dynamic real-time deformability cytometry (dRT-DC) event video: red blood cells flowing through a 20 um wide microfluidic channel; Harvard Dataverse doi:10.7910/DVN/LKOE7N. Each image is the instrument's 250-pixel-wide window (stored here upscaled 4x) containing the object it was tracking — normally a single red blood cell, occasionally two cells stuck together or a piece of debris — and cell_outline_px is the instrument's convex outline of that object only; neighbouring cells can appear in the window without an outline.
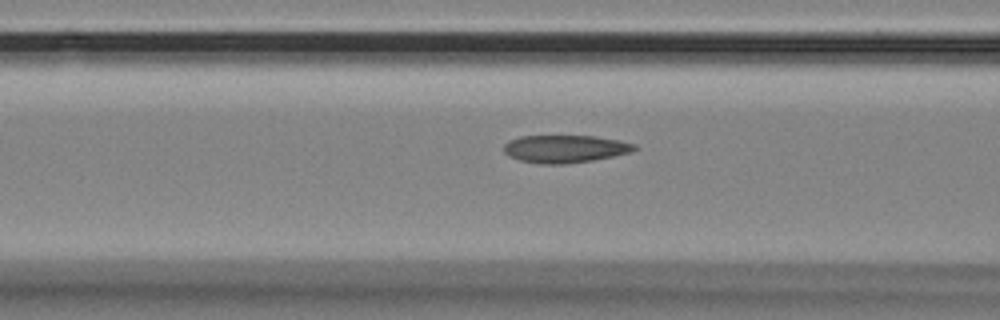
{"species": "Egyptian fruit bat (a non-hibernating species)", "species_latin": "Rousettus aegyptiacus", "temperature_condition": "room temperature", "stored_images_in_passage": 36, "camera_frame_rate_fps": 3000, "um_per_image_px": 0.085, "animal": {"sex": "female"}, "frame": {"image": 1, "passage_image": 10, "time_ms": 3.0, "image_size_px": [1000, 320], "cell_outline_px": [[636, 148], [632, 152], [592, 160], [564, 164], [540, 164], [520, 160], [508, 156], [504, 152], [504, 144], [508, 140], [520, 136], [596, 136], [620, 140], [636, 144]], "centroid_in_image_um": [48.01, 12.64], "position_along_channel_um": 118.6, "area_um2": 21.1}}
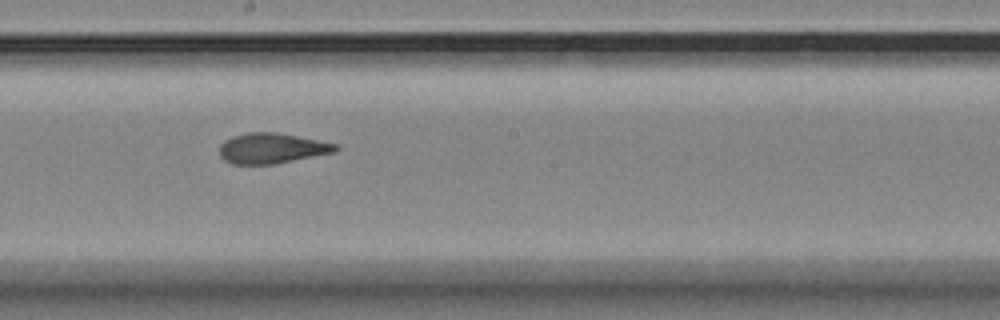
{"frame": {"image": 2, "passage_image": 19, "time_ms": 6.0, "image_size_px": [1000, 320], "cell_outline_px": [[340, 148], [336, 152], [276, 164], [232, 164], [224, 160], [220, 156], [220, 144], [224, 140], [232, 136], [248, 132], [280, 132], [340, 144]], "centroid_in_image_um": [23.15, 12.59], "position_along_channel_um": 225.0, "area_um2": 20.98}}
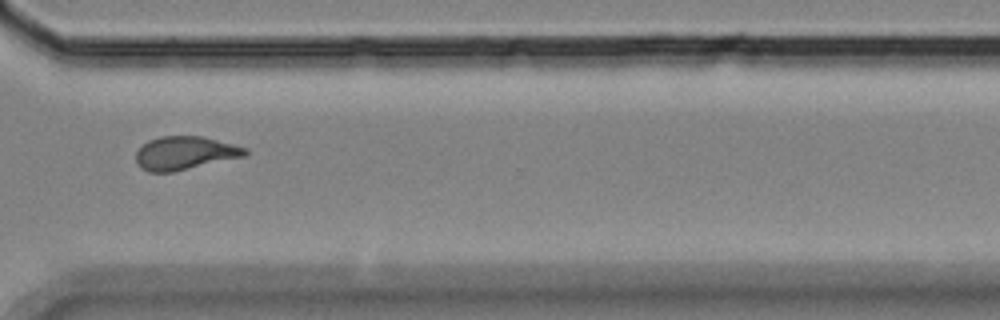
{"frame": {"image": 3, "passage_image": 30, "time_ms": 9.667, "image_size_px": [1000, 320], "cell_outline_px": [[248, 152], [244, 156], [172, 172], [148, 172], [140, 168], [136, 164], [136, 152], [148, 140], [160, 136], [204, 136], [248, 148]], "centroid_in_image_um": [15.69, 13.0], "position_along_channel_um": 354.9, "area_um2": 21.21}, "authors_computed_cell_mechanics": {"area_um2": 21.1259, "velocity_mm_per_s": 3.5386, "shape_relaxation_time_tau1_ms": 7.7963, "shape_relaxation_time_tau2_ms": 1.8937, "deformation_change_tau1": 0.1751, "deformation_change_tau2": 0.0812}}